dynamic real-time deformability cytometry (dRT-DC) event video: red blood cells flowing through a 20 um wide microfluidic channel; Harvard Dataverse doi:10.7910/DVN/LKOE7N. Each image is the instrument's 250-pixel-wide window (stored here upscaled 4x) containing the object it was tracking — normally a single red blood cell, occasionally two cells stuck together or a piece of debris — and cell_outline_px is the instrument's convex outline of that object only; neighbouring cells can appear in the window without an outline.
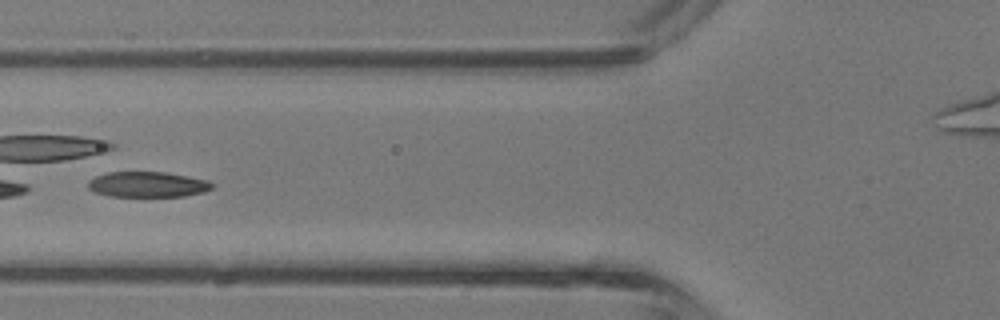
{"species": "common noctule bat (a hibernating species)", "species_latin": "Nyctalus noctula", "temperature_condition": "room temperature", "stored_images_in_passage": 4, "camera_frame_rate_fps": 3000, "um_per_image_px": 0.085, "animal": {"sex": "male", "body_mass_g": 13.3}, "frame": {"image": 1, "passage_image": 4, "time_ms": 1.0, "image_size_px": [1000, 320], "cell_outline_px": [[216, 184], [212, 188], [204, 192], [184, 196], [108, 196], [92, 192], [88, 188], [88, 180], [96, 176], [108, 172], [164, 172], [188, 176], [208, 180]], "centroid_in_image_um": [12.54, 15.68], "position_along_channel_um": 113.3, "area_um2": 18.55}}